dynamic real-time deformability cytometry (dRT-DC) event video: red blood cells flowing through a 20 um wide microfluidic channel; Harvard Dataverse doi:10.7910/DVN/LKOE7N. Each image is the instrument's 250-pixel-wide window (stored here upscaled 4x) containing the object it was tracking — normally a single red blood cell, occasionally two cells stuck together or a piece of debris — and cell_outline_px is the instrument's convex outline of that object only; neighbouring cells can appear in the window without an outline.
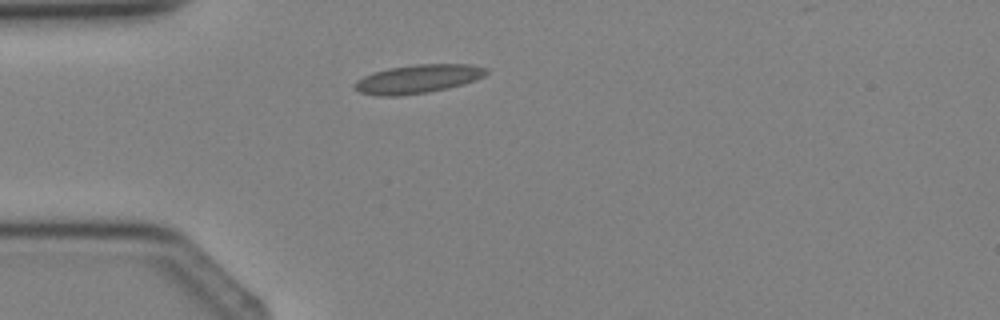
{"species": "Egyptian fruit bat (a non-hibernating species)", "species_latin": "Rousettus aegyptiacus", "temperature_condition": "cold", "stored_images_in_passage": 2, "camera_frame_rate_fps": 3000, "um_per_image_px": 0.085, "animal": {"sex": "female"}, "frame": {"image": 1, "passage_image": 2, "time_ms": 1.333, "image_size_px": [1000, 320], "cell_outline_px": [[488, 72], [484, 76], [476, 80], [448, 88], [428, 92], [396, 96], [376, 96], [360, 92], [356, 88], [356, 80], [372, 72], [388, 68], [416, 64], [468, 64], [488, 68]], "centroid_in_image_um": [35.54, 6.7], "position_along_channel_um": 49.5, "area_um2": 21.91}}